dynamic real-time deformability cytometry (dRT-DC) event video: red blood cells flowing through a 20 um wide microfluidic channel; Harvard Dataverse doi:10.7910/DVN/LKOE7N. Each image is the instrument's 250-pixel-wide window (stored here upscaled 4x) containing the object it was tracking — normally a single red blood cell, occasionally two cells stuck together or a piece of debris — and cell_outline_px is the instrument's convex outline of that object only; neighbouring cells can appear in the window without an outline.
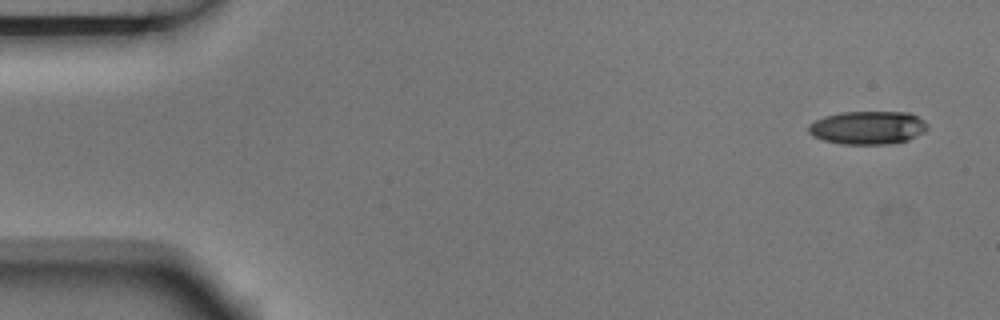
{"species": "Egyptian fruit bat (a non-hibernating species)", "species_latin": "Rousettus aegyptiacus", "temperature_condition": "room temperature", "stored_images_in_passage": 6, "segment_of_instrument_passage": [1, 2], "camera_frame_rate_fps": 3000, "um_per_image_px": 0.085, "animal": {"sex": "male"}, "frame": {"image": 1, "passage_image": 1, "time_ms": 0.0, "image_size_px": [1000, 320], "cell_outline_px": [[928, 128], [924, 132], [908, 140], [888, 144], [840, 144], [824, 140], [812, 136], [808, 132], [808, 124], [824, 116], [840, 112], [908, 112], [924, 120], [928, 124]], "centroid_in_image_um": [73.75, 10.85], "position_along_channel_um": 11.3, "area_um2": 23.18}}